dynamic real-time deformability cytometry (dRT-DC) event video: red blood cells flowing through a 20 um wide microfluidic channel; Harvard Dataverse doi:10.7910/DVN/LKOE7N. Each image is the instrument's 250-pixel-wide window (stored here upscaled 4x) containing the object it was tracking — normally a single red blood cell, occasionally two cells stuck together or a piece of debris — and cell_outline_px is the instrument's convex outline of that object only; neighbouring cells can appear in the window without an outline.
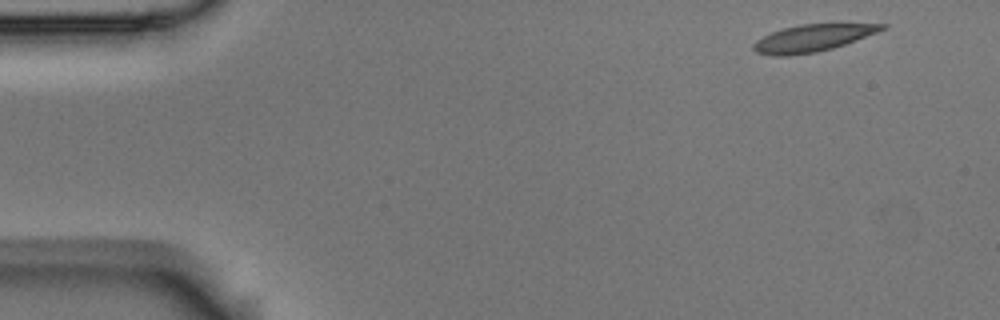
{"species": "Egyptian fruit bat (a non-hibernating species)", "species_latin": "Rousettus aegyptiacus", "temperature_condition": "room temperature", "stored_images_in_passage": 4, "camera_frame_rate_fps": 3000, "um_per_image_px": 0.085, "animal": {"sex": "male"}, "frame": {"image": 1, "passage_image": 1, "time_ms": 0.0, "image_size_px": [1000, 320], "cell_outline_px": [[888, 24], [884, 28], [876, 32], [844, 44], [832, 48], [816, 52], [788, 56], [772, 56], [756, 52], [752, 48], [752, 44], [756, 40], [772, 32], [784, 28], [800, 24]], "centroid_in_image_um": [68.98, 3.25], "position_along_channel_um": 16.0, "area_um2": 19.88}}
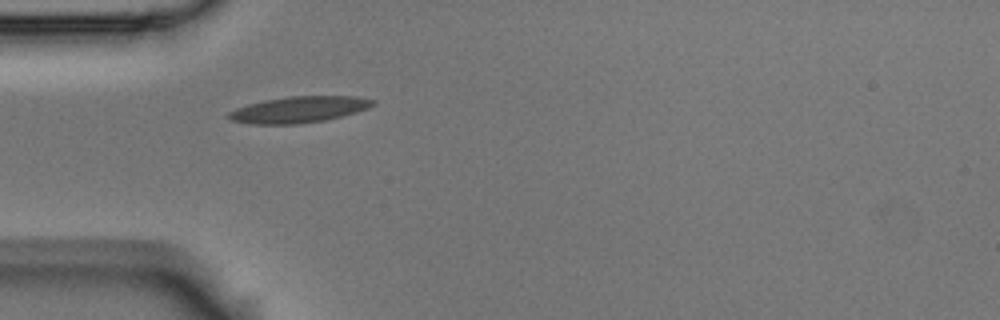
{"frame": {"image": 2, "passage_image": 4, "time_ms": 1.0, "image_size_px": [1000, 320], "cell_outline_px": [[376, 104], [368, 108], [356, 112], [324, 120], [296, 124], [252, 124], [232, 120], [224, 116], [228, 112], [236, 108], [248, 104], [264, 100], [288, 96], [356, 96], [376, 100]], "centroid_in_image_um": [25.39, 9.3], "position_along_channel_um": 59.6, "area_um2": 22.08}}